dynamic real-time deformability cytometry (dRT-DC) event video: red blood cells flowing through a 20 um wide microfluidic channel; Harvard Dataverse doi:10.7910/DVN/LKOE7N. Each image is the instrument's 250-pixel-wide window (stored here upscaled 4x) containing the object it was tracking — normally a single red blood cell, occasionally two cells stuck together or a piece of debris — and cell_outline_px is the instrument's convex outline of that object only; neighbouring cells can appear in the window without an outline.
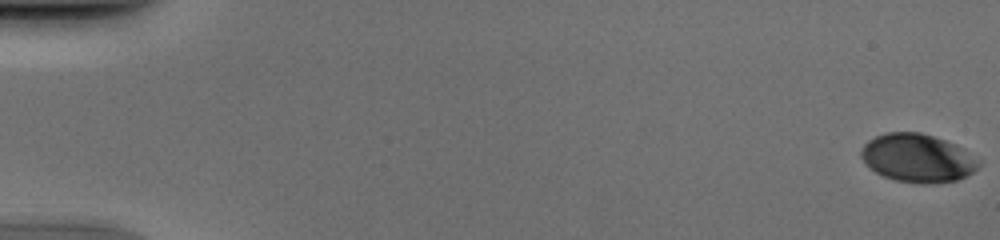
{"species": "human", "species_latin": "Homo sapiens", "temperature_condition": "cold", "stored_images_in_passage": 53, "camera_frame_rate_fps": 3000, "um_per_image_px": 0.085, "donor": {"sex": "male"}, "frame": {"image": 1, "passage_image": 1, "time_ms": 0.0, "image_size_px": [1000, 240], "cell_outline_px": [[984, 160], [972, 172], [956, 180], [932, 184], [920, 184], [896, 180], [884, 176], [868, 168], [860, 156], [860, 152], [864, 144], [868, 140], [876, 136], [888, 132], [920, 132], [956, 144]], "centroid_in_image_um": [78.01, 13.44], "position_along_channel_um": 7.0, "area_um2": 33.35}}
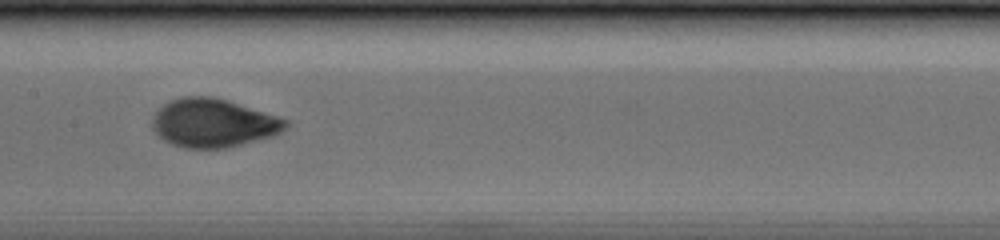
{"frame": {"image": 2, "passage_image": 28, "time_ms": 9.0, "image_size_px": [1000, 240], "cell_outline_px": [[288, 128], [272, 136], [228, 148], [184, 148], [172, 144], [164, 140], [152, 128], [152, 116], [168, 100], [180, 96], [212, 96], [228, 100], [288, 120]], "centroid_in_image_um": [18.11, 10.45], "position_along_channel_um": 189.3, "area_um2": 37.74}}
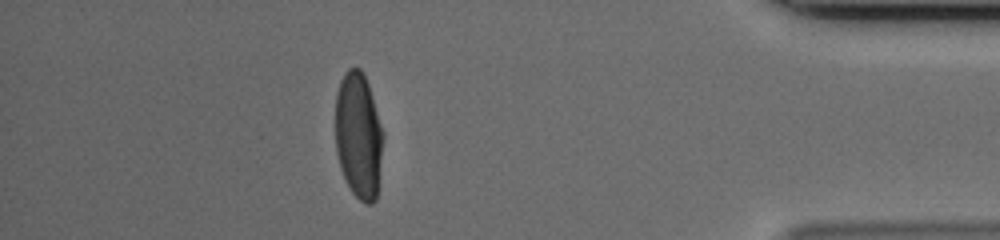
{"frame": {"image": 3, "passage_image": 47, "time_ms": 15.333, "image_size_px": [1000, 240], "cell_outline_px": [[384, 136], [376, 200], [372, 204], [364, 204], [352, 192], [340, 168], [336, 152], [336, 92], [340, 80], [344, 72], [348, 68], [360, 68], [364, 72], [384, 132]], "centroid_in_image_um": [30.48, 11.51], "position_along_channel_um": 404.7, "area_um2": 35.37}}